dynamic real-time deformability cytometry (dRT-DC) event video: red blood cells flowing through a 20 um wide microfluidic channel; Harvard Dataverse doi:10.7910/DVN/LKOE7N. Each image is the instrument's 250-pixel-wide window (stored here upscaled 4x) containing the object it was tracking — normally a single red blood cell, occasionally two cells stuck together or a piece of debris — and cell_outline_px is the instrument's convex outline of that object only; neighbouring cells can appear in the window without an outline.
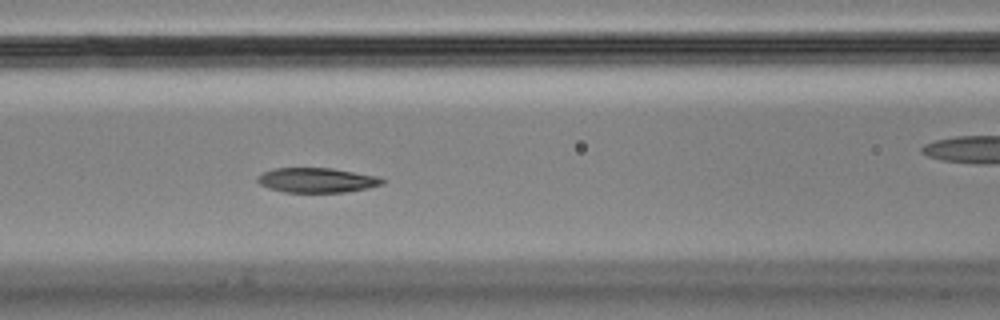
{"species": "Egyptian fruit bat (a non-hibernating species)", "species_latin": "Rousettus aegyptiacus", "temperature_condition": "cold", "stored_images_in_passage": 7, "camera_frame_rate_fps": 3000, "um_per_image_px": 0.085, "animal": {"sex": "male"}, "frame": {"image": 1, "passage_image": 6, "time_ms": 1.667, "image_size_px": [1000, 320], "cell_outline_px": [[384, 184], [368, 188], [344, 192], [284, 192], [268, 188], [260, 184], [256, 180], [256, 176], [264, 172], [276, 168], [332, 168], [380, 176], [384, 180]], "centroid_in_image_um": [26.95, 15.31], "position_along_channel_um": 139.7, "area_um2": 18.09}}